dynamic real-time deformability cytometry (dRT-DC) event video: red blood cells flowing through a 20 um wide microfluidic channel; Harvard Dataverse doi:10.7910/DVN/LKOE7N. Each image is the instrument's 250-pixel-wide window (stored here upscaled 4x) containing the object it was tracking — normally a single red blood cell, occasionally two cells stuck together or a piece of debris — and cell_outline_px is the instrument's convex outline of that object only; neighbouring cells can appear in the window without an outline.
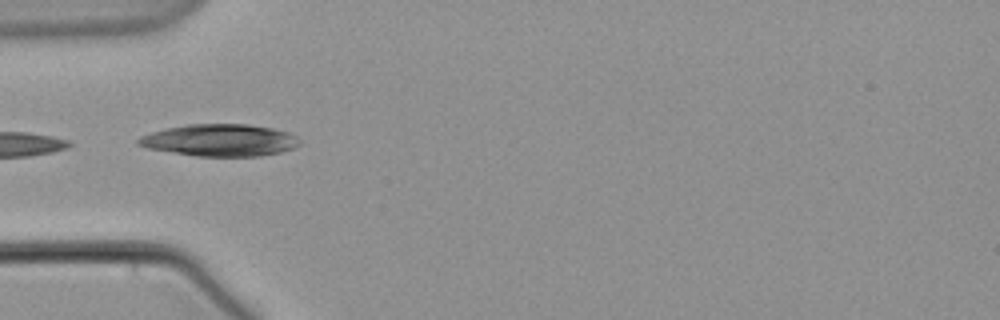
{"species": "common noctule bat (a hibernating species)", "species_latin": "Nyctalus noctula", "temperature_condition": "warm", "stored_images_in_passage": 6, "camera_frame_rate_fps": 3000, "um_per_image_px": 0.085, "animal": {"sex": "male", "body_mass_g": 21.5, "forearm_length_mm": 52.0}, "frame": {"image": 1, "passage_image": 6, "time_ms": 6.0, "image_size_px": [1000, 320], "cell_outline_px": [[300, 144], [292, 148], [280, 152], [260, 156], [196, 156], [148, 148], [136, 144], [136, 140], [140, 136], [152, 132], [168, 128], [188, 124], [248, 124], [272, 128], [288, 132], [296, 136], [300, 140]], "centroid_in_image_um": [18.69, 11.91], "position_along_channel_um": 66.3, "area_um2": 30.0}}